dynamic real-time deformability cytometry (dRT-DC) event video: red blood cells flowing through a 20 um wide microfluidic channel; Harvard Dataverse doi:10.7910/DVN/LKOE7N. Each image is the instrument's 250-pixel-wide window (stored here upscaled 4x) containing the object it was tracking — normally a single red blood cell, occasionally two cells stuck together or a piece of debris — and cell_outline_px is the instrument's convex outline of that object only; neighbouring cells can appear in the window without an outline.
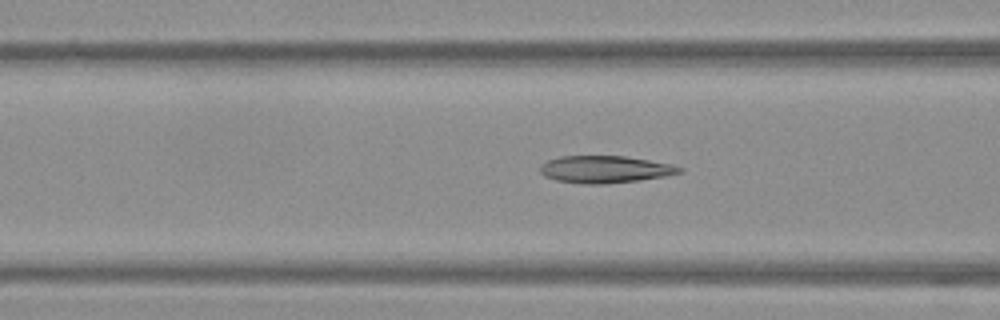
{"species": "Egyptian fruit bat (a non-hibernating species)", "species_latin": "Rousettus aegyptiacus", "temperature_condition": "warm", "stored_images_in_passage": 35, "camera_frame_rate_fps": 3000, "um_per_image_px": 0.085, "frame": {"image": 1, "passage_image": 14, "time_ms": 4.333, "image_size_px": [1000, 320], "cell_outline_px": [[684, 172], [664, 176], [640, 180], [604, 184], [584, 184], [556, 180], [544, 176], [540, 172], [540, 164], [548, 160], [560, 156], [624, 156], [672, 164], [684, 168]], "centroid_in_image_um": [51.43, 14.39], "position_along_channel_um": 115.2, "area_um2": 22.14}}
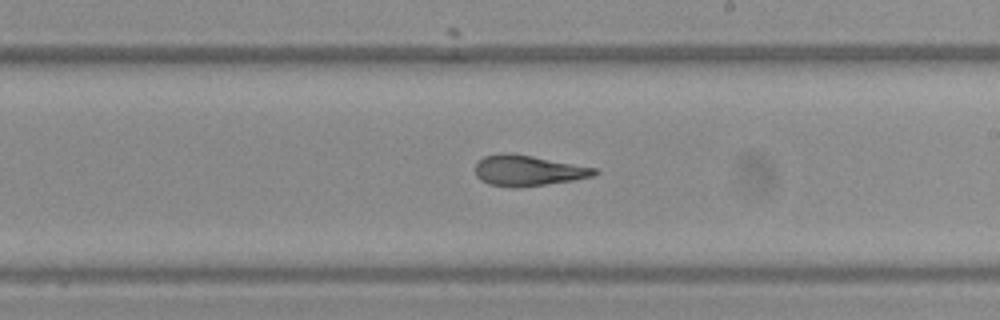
{"frame": {"image": 2, "passage_image": 24, "time_ms": 7.667, "image_size_px": [1000, 320], "cell_outline_px": [[600, 172], [592, 176], [572, 180], [520, 188], [512, 188], [488, 184], [480, 180], [476, 176], [476, 160], [484, 156], [504, 152], [512, 152], [596, 168]], "centroid_in_image_um": [44.83, 14.49], "position_along_channel_um": 244.2, "area_um2": 21.5}}
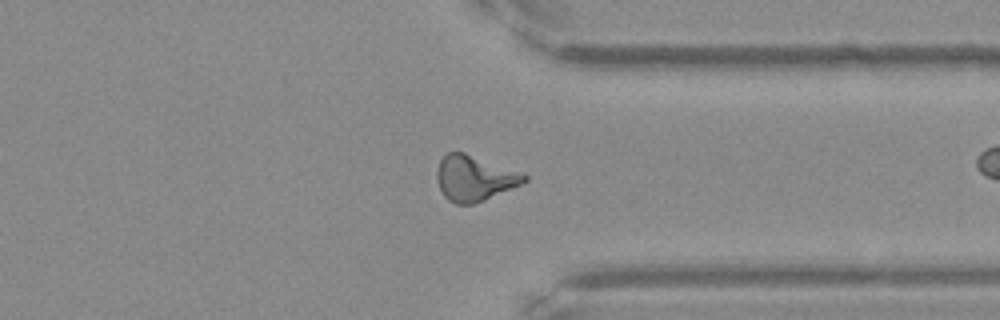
{"frame": {"image": 3, "passage_image": 34, "time_ms": 11.0, "image_size_px": [1000, 320], "cell_outline_px": [[528, 180], [520, 184], [484, 200], [472, 204], [456, 204], [448, 200], [444, 196], [436, 180], [436, 172], [440, 160], [448, 152], [464, 152], [528, 176]], "centroid_in_image_um": [40.26, 15.16], "position_along_channel_um": 371.1, "area_um2": 22.6}}